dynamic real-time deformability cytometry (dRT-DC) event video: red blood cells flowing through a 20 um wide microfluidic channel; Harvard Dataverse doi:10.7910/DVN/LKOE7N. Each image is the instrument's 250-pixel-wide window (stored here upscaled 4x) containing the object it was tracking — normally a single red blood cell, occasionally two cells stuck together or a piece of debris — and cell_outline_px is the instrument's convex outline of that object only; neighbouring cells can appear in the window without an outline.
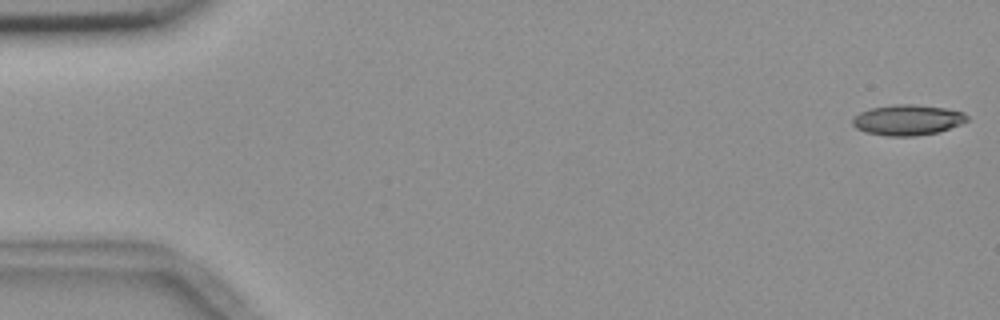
{"species": "common noctule bat (a hibernating species)", "species_latin": "Nyctalus noctula", "temperature_condition": "room temperature", "stored_images_in_passage": 53, "camera_frame_rate_fps": 3000, "um_per_image_px": 0.085, "animal": {"sex": "female", "body_mass_g": 18.4}, "frame": {"image": 1, "passage_image": 1, "time_ms": 0.0, "image_size_px": [1000, 320], "cell_outline_px": [[968, 120], [960, 124], [936, 132], [916, 136], [884, 136], [864, 132], [856, 128], [852, 124], [852, 116], [868, 108], [896, 104], [912, 104], [944, 108], [964, 112], [968, 116]], "centroid_in_image_um": [77.08, 10.19], "position_along_channel_um": 7.9, "area_um2": 20.46}}
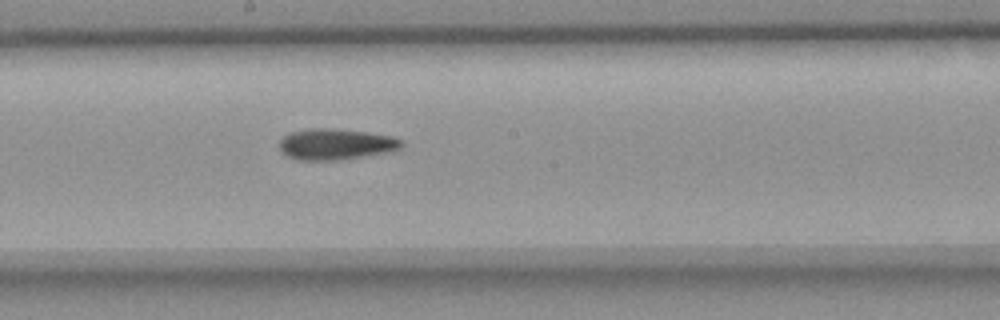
{"frame": {"image": 2, "passage_image": 30, "time_ms": 9.667, "image_size_px": [1000, 320], "cell_outline_px": [[404, 144], [400, 148], [384, 152], [336, 160], [300, 160], [288, 156], [280, 152], [280, 140], [288, 132], [308, 128], [336, 128], [368, 132], [392, 136], [400, 140]], "centroid_in_image_um": [28.48, 12.23], "position_along_channel_um": 219.7, "area_um2": 21.96}}
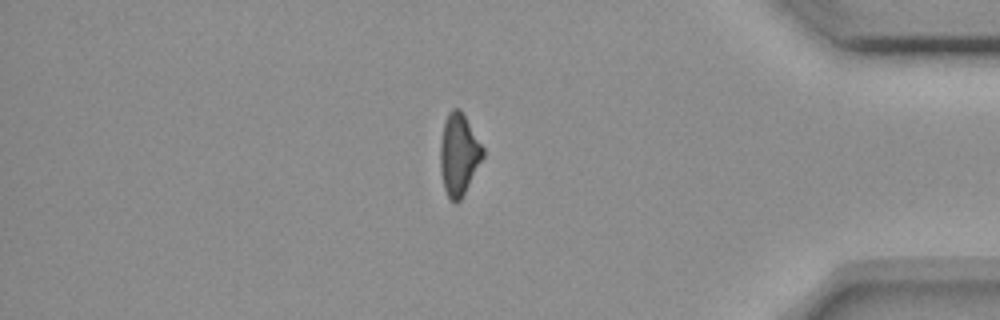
{"frame": {"image": 3, "passage_image": 47, "time_ms": 15.333, "image_size_px": [1000, 320], "cell_outline_px": [[484, 156], [460, 200], [456, 204], [448, 196], [444, 188], [440, 172], [440, 144], [444, 120], [448, 112], [452, 108], [460, 108], [484, 148]], "centroid_in_image_um": [38.99, 13.1], "position_along_channel_um": 396.2, "area_um2": 20.23}, "authors_computed_cell_mechanics": {"area_um2": 21.2126, "velocity_mm_per_s": 3.661, "shape_relaxation_time_tau1_ms": null, "shape_relaxation_time_tau2_ms": 9.2911, "deformation_change_tau1": null, "deformation_change_tau2": 0.2184}}